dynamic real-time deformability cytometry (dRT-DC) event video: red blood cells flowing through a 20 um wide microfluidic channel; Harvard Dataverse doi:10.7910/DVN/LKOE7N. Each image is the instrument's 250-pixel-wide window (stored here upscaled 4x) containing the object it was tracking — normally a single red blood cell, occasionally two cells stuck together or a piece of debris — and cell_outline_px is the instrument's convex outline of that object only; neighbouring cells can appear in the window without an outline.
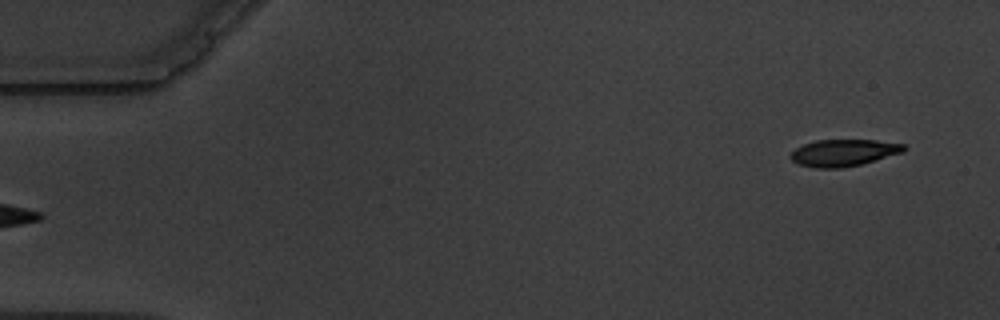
{"species": "common noctule bat (a hibernating species)", "species_latin": "Nyctalus noctula", "temperature_condition": "warm", "stored_images_in_passage": 6, "segment_of_instrument_passage": [2, 2], "camera_frame_rate_fps": 3000, "um_per_image_px": 0.085, "animal": {"sex": "male", "body_mass_g": 19.5, "forearm_length_mm": 54.6}, "frame": {"image": 1, "passage_image": 6, "time_ms": 6.0, "image_size_px": [1000, 320], "cell_outline_px": [[908, 148], [904, 152], [860, 164], [840, 168], [816, 168], [800, 164], [792, 160], [788, 156], [796, 148], [804, 144], [816, 140], [876, 140], [904, 144]], "centroid_in_image_um": [71.72, 12.97], "position_along_channel_um": 13.3, "area_um2": 17.63}}